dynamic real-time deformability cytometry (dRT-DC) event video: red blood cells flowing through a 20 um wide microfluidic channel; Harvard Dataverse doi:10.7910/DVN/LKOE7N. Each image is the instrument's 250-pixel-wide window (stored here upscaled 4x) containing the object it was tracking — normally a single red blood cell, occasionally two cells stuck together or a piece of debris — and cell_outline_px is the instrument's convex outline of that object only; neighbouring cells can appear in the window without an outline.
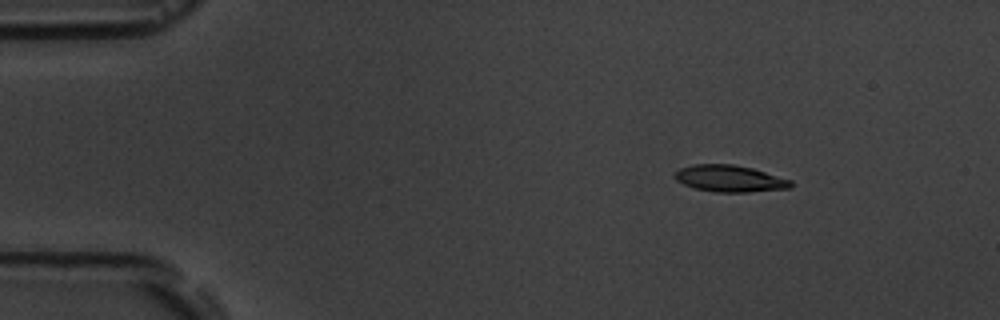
{"species": "common noctule bat (a hibernating species)", "species_latin": "Nyctalus noctula", "temperature_condition": "room temperature", "stored_images_in_passage": 15, "camera_frame_rate_fps": 3000, "um_per_image_px": 0.085, "animal": {"sex": "male", "body_mass_g": 19.5, "forearm_length_mm": 54.6}, "frame": {"image": 1, "passage_image": 1, "time_ms": 0.0, "image_size_px": [1000, 320], "cell_outline_px": [[792, 188], [748, 192], [716, 192], [696, 188], [684, 184], [676, 180], [676, 172], [680, 168], [692, 164], [732, 164], [752, 168], [792, 180]], "centroid_in_image_um": [62.06, 15.17], "position_along_channel_um": 22.9, "area_um2": 17.92}}
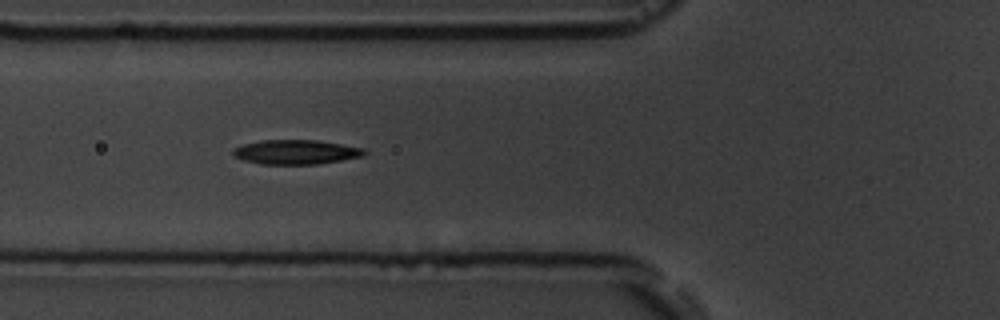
{"frame": {"image": 2, "passage_image": 5, "time_ms": 4.333, "image_size_px": [1000, 320], "cell_outline_px": [[368, 152], [364, 156], [316, 164], [260, 164], [244, 160], [232, 156], [232, 148], [244, 144], [260, 140], [316, 140], [364, 148]], "centroid_in_image_um": [25.12, 12.92], "position_along_channel_um": 100.7, "area_um2": 18.73}}
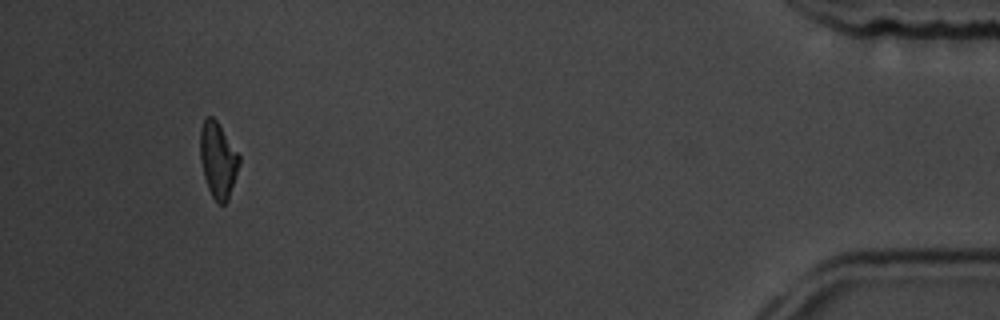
{"frame": {"image": 3, "passage_image": 14, "time_ms": 15.0, "image_size_px": [1000, 320], "cell_outline_px": [[240, 164], [228, 200], [224, 204], [220, 204], [212, 196], [208, 188], [204, 176], [200, 160], [200, 128], [204, 120], [208, 116], [212, 116], [216, 120], [240, 156]], "centroid_in_image_um": [18.52, 13.6], "position_along_channel_um": 416.7, "area_um2": 17.05}, "authors_computed_cell_mechanics": {"area_um2": 17.918, "velocity_mm_per_s": 3.6282, "shape_relaxation_time_tau1_ms": 3.3291, "shape_relaxation_time_tau2_ms": null, "deformation_change_tau1": 0.1204, "deformation_change_tau2": null}}